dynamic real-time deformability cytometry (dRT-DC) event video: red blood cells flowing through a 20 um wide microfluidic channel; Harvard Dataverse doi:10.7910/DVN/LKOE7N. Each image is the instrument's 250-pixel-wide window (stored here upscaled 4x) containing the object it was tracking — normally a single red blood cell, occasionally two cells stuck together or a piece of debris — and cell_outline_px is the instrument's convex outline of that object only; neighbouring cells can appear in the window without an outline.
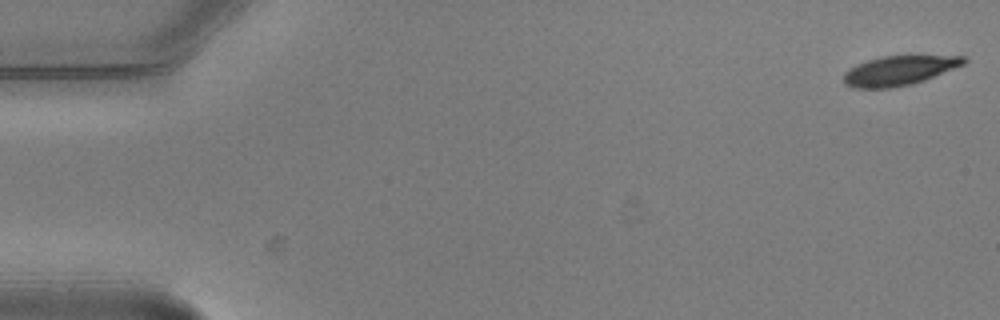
{"species": "common noctule bat (a hibernating species)", "species_latin": "Nyctalus noctula", "temperature_condition": "warm", "stored_images_in_passage": 10, "camera_frame_rate_fps": 3000, "um_per_image_px": 0.085, "animal": {"sex": "male", "body_mass_g": 20.5, "forearm_length_mm": 52.5}, "frame": {"image": 1, "passage_image": 1, "time_ms": 0.0, "image_size_px": [1000, 320], "cell_outline_px": [[968, 60], [964, 64], [924, 80], [912, 84], [892, 88], [852, 88], [844, 84], [844, 72], [856, 64], [880, 56], [908, 52], [968, 56]], "centroid_in_image_um": [76.5, 5.92], "position_along_channel_um": 8.5, "area_um2": 21.91}}
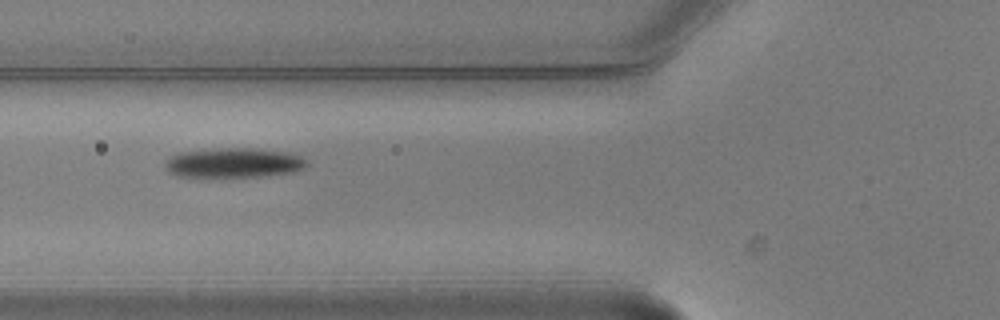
{"frame": {"image": 2, "passage_image": 6, "time_ms": 1.667, "image_size_px": [1000, 320], "cell_outline_px": [[308, 164], [304, 168], [292, 172], [264, 176], [176, 176], [168, 172], [164, 168], [164, 164], [168, 156], [180, 152], [220, 148], [252, 148], [288, 152], [300, 156], [308, 160]], "centroid_in_image_um": [19.85, 13.83], "position_along_channel_um": 106.0, "area_um2": 24.57}}
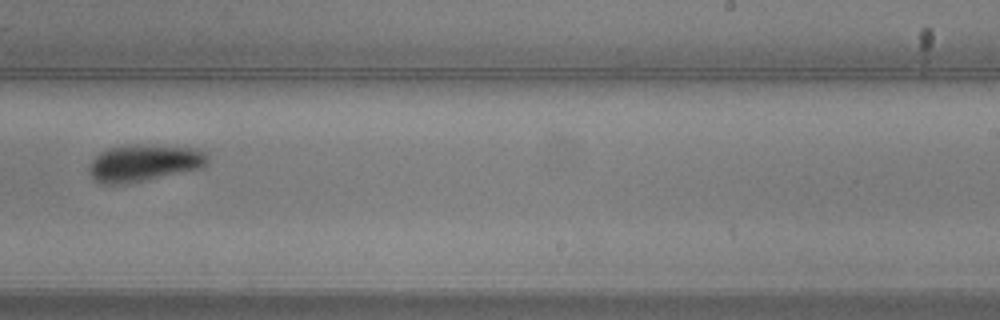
{"frame": {"image": 3, "passage_image": 10, "time_ms": 3.0, "image_size_px": [1000, 320], "cell_outline_px": [[208, 164], [204, 168], [140, 180], [116, 184], [104, 184], [92, 180], [88, 172], [88, 168], [92, 160], [100, 152], [108, 148], [200, 148], [208, 152]], "centroid_in_image_um": [12.25, 13.9], "position_along_channel_um": 276.7, "area_um2": 24.16}}